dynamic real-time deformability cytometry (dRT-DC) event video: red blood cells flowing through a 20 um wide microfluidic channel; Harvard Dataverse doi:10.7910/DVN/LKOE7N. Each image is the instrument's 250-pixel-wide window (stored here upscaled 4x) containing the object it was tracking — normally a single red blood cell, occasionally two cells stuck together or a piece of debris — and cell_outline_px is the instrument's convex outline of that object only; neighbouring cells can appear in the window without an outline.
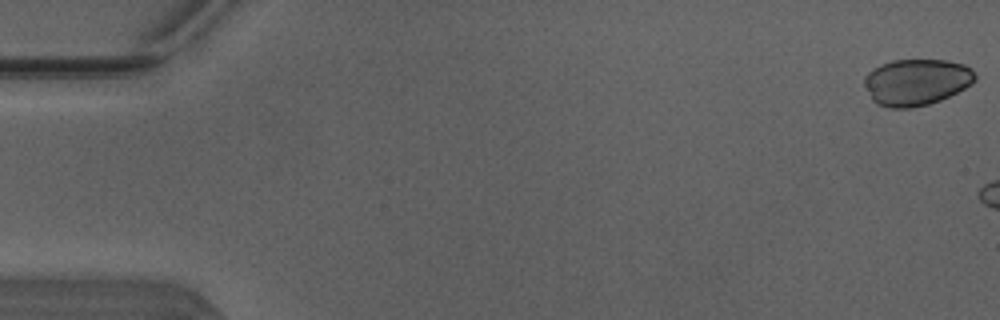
{"species": "Egyptian fruit bat (a non-hibernating species)", "species_latin": "Rousettus aegyptiacus", "temperature_condition": "warm", "stored_images_in_passage": 6, "camera_frame_rate_fps": 3000, "um_per_image_px": 0.085, "animal": {"sex": "male"}, "frame": {"image": 1, "passage_image": 1, "time_ms": 0.0, "image_size_px": [1000, 320], "cell_outline_px": [[976, 80], [972, 84], [940, 100], [928, 104], [912, 108], [888, 108], [876, 104], [872, 100], [864, 84], [864, 76], [872, 68], [880, 64], [892, 60], [944, 60], [964, 64], [972, 68], [976, 76]], "centroid_in_image_um": [77.87, 6.97], "position_along_channel_um": 7.1, "area_um2": 30.17}}